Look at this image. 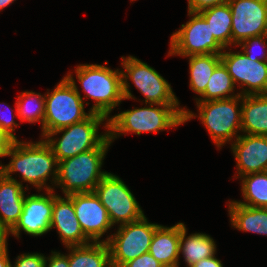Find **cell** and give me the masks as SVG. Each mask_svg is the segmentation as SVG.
I'll list each match as a JSON object with an SVG mask.
<instances>
[{
	"label": "cell",
	"mask_w": 267,
	"mask_h": 267,
	"mask_svg": "<svg viewBox=\"0 0 267 267\" xmlns=\"http://www.w3.org/2000/svg\"><path fill=\"white\" fill-rule=\"evenodd\" d=\"M122 267H165L162 263L156 260L149 252L128 261Z\"/></svg>",
	"instance_id": "cell-31"
},
{
	"label": "cell",
	"mask_w": 267,
	"mask_h": 267,
	"mask_svg": "<svg viewBox=\"0 0 267 267\" xmlns=\"http://www.w3.org/2000/svg\"><path fill=\"white\" fill-rule=\"evenodd\" d=\"M159 226L160 224L150 223L146 216L138 221L119 225L116 233L103 239L110 251L111 267H122L128 261L147 253Z\"/></svg>",
	"instance_id": "cell-9"
},
{
	"label": "cell",
	"mask_w": 267,
	"mask_h": 267,
	"mask_svg": "<svg viewBox=\"0 0 267 267\" xmlns=\"http://www.w3.org/2000/svg\"><path fill=\"white\" fill-rule=\"evenodd\" d=\"M210 25L214 38L224 47L232 46V13L228 2L198 12Z\"/></svg>",
	"instance_id": "cell-24"
},
{
	"label": "cell",
	"mask_w": 267,
	"mask_h": 267,
	"mask_svg": "<svg viewBox=\"0 0 267 267\" xmlns=\"http://www.w3.org/2000/svg\"><path fill=\"white\" fill-rule=\"evenodd\" d=\"M244 202L236 201L249 207L267 208V171L246 174L239 178Z\"/></svg>",
	"instance_id": "cell-27"
},
{
	"label": "cell",
	"mask_w": 267,
	"mask_h": 267,
	"mask_svg": "<svg viewBox=\"0 0 267 267\" xmlns=\"http://www.w3.org/2000/svg\"><path fill=\"white\" fill-rule=\"evenodd\" d=\"M189 73L190 88L201 97L206 89L207 83L215 70L216 66L221 62L219 54H206L189 56Z\"/></svg>",
	"instance_id": "cell-25"
},
{
	"label": "cell",
	"mask_w": 267,
	"mask_h": 267,
	"mask_svg": "<svg viewBox=\"0 0 267 267\" xmlns=\"http://www.w3.org/2000/svg\"><path fill=\"white\" fill-rule=\"evenodd\" d=\"M155 105V107H154ZM180 105L149 104L115 114L108 119V134L110 141L122 134L165 131L183 125L196 117L192 111L180 108Z\"/></svg>",
	"instance_id": "cell-2"
},
{
	"label": "cell",
	"mask_w": 267,
	"mask_h": 267,
	"mask_svg": "<svg viewBox=\"0 0 267 267\" xmlns=\"http://www.w3.org/2000/svg\"><path fill=\"white\" fill-rule=\"evenodd\" d=\"M186 236L187 228L181 222L179 254L181 253L183 255L188 267L216 254V244L210 235L194 233Z\"/></svg>",
	"instance_id": "cell-22"
},
{
	"label": "cell",
	"mask_w": 267,
	"mask_h": 267,
	"mask_svg": "<svg viewBox=\"0 0 267 267\" xmlns=\"http://www.w3.org/2000/svg\"><path fill=\"white\" fill-rule=\"evenodd\" d=\"M16 0H0V11L3 10L8 5L12 4Z\"/></svg>",
	"instance_id": "cell-39"
},
{
	"label": "cell",
	"mask_w": 267,
	"mask_h": 267,
	"mask_svg": "<svg viewBox=\"0 0 267 267\" xmlns=\"http://www.w3.org/2000/svg\"><path fill=\"white\" fill-rule=\"evenodd\" d=\"M232 227L267 236V208L249 207L232 200L228 203Z\"/></svg>",
	"instance_id": "cell-21"
},
{
	"label": "cell",
	"mask_w": 267,
	"mask_h": 267,
	"mask_svg": "<svg viewBox=\"0 0 267 267\" xmlns=\"http://www.w3.org/2000/svg\"><path fill=\"white\" fill-rule=\"evenodd\" d=\"M111 144L108 137L98 148L58 162L55 186L62 190L64 196L72 193L94 192L96 186L108 173L102 171L101 167Z\"/></svg>",
	"instance_id": "cell-3"
},
{
	"label": "cell",
	"mask_w": 267,
	"mask_h": 267,
	"mask_svg": "<svg viewBox=\"0 0 267 267\" xmlns=\"http://www.w3.org/2000/svg\"><path fill=\"white\" fill-rule=\"evenodd\" d=\"M75 72L84 97L95 102L89 111L109 119V114L124 100L121 70L99 64H81Z\"/></svg>",
	"instance_id": "cell-4"
},
{
	"label": "cell",
	"mask_w": 267,
	"mask_h": 267,
	"mask_svg": "<svg viewBox=\"0 0 267 267\" xmlns=\"http://www.w3.org/2000/svg\"><path fill=\"white\" fill-rule=\"evenodd\" d=\"M11 234V231L0 224V255L8 252L7 237Z\"/></svg>",
	"instance_id": "cell-36"
},
{
	"label": "cell",
	"mask_w": 267,
	"mask_h": 267,
	"mask_svg": "<svg viewBox=\"0 0 267 267\" xmlns=\"http://www.w3.org/2000/svg\"><path fill=\"white\" fill-rule=\"evenodd\" d=\"M25 188L15 178H6L0 172V224L10 231L18 223L25 201Z\"/></svg>",
	"instance_id": "cell-18"
},
{
	"label": "cell",
	"mask_w": 267,
	"mask_h": 267,
	"mask_svg": "<svg viewBox=\"0 0 267 267\" xmlns=\"http://www.w3.org/2000/svg\"><path fill=\"white\" fill-rule=\"evenodd\" d=\"M84 235L91 242H103L101 237L113 226L106 208L94 192L72 193L68 195Z\"/></svg>",
	"instance_id": "cell-15"
},
{
	"label": "cell",
	"mask_w": 267,
	"mask_h": 267,
	"mask_svg": "<svg viewBox=\"0 0 267 267\" xmlns=\"http://www.w3.org/2000/svg\"><path fill=\"white\" fill-rule=\"evenodd\" d=\"M94 193L106 208L113 226L135 222L145 216L131 190L117 175L108 172L96 186Z\"/></svg>",
	"instance_id": "cell-10"
},
{
	"label": "cell",
	"mask_w": 267,
	"mask_h": 267,
	"mask_svg": "<svg viewBox=\"0 0 267 267\" xmlns=\"http://www.w3.org/2000/svg\"><path fill=\"white\" fill-rule=\"evenodd\" d=\"M51 253L49 257H46L45 267H69V253L67 255L59 251H51Z\"/></svg>",
	"instance_id": "cell-33"
},
{
	"label": "cell",
	"mask_w": 267,
	"mask_h": 267,
	"mask_svg": "<svg viewBox=\"0 0 267 267\" xmlns=\"http://www.w3.org/2000/svg\"><path fill=\"white\" fill-rule=\"evenodd\" d=\"M241 132L267 136V94L242 95Z\"/></svg>",
	"instance_id": "cell-20"
},
{
	"label": "cell",
	"mask_w": 267,
	"mask_h": 267,
	"mask_svg": "<svg viewBox=\"0 0 267 267\" xmlns=\"http://www.w3.org/2000/svg\"><path fill=\"white\" fill-rule=\"evenodd\" d=\"M237 46H240L242 52L253 61H267V35H260L250 37L241 41ZM254 47H261L262 53L256 55V51H254ZM261 50V49H260ZM259 50V51H260Z\"/></svg>",
	"instance_id": "cell-29"
},
{
	"label": "cell",
	"mask_w": 267,
	"mask_h": 267,
	"mask_svg": "<svg viewBox=\"0 0 267 267\" xmlns=\"http://www.w3.org/2000/svg\"><path fill=\"white\" fill-rule=\"evenodd\" d=\"M190 267H223L221 260L214 256L203 259Z\"/></svg>",
	"instance_id": "cell-37"
},
{
	"label": "cell",
	"mask_w": 267,
	"mask_h": 267,
	"mask_svg": "<svg viewBox=\"0 0 267 267\" xmlns=\"http://www.w3.org/2000/svg\"><path fill=\"white\" fill-rule=\"evenodd\" d=\"M190 20L170 38L168 56L221 54L224 48L212 35L210 25L198 12L188 11Z\"/></svg>",
	"instance_id": "cell-11"
},
{
	"label": "cell",
	"mask_w": 267,
	"mask_h": 267,
	"mask_svg": "<svg viewBox=\"0 0 267 267\" xmlns=\"http://www.w3.org/2000/svg\"><path fill=\"white\" fill-rule=\"evenodd\" d=\"M221 61L226 66L232 80L242 87L240 95L267 94V61H253L243 52L223 50Z\"/></svg>",
	"instance_id": "cell-12"
},
{
	"label": "cell",
	"mask_w": 267,
	"mask_h": 267,
	"mask_svg": "<svg viewBox=\"0 0 267 267\" xmlns=\"http://www.w3.org/2000/svg\"><path fill=\"white\" fill-rule=\"evenodd\" d=\"M101 124H105L104 128L107 130L104 134L98 132ZM58 133L63 135L54 138ZM108 137V119L101 114L92 113L84 121L50 132L43 139L52 148L59 162L98 148Z\"/></svg>",
	"instance_id": "cell-6"
},
{
	"label": "cell",
	"mask_w": 267,
	"mask_h": 267,
	"mask_svg": "<svg viewBox=\"0 0 267 267\" xmlns=\"http://www.w3.org/2000/svg\"><path fill=\"white\" fill-rule=\"evenodd\" d=\"M16 117H19L21 122L35 123L40 122L43 138V121L45 116V95L35 93L33 91H24L18 95L15 103Z\"/></svg>",
	"instance_id": "cell-28"
},
{
	"label": "cell",
	"mask_w": 267,
	"mask_h": 267,
	"mask_svg": "<svg viewBox=\"0 0 267 267\" xmlns=\"http://www.w3.org/2000/svg\"><path fill=\"white\" fill-rule=\"evenodd\" d=\"M180 222L174 226L160 225L151 240L149 253L165 267H179Z\"/></svg>",
	"instance_id": "cell-19"
},
{
	"label": "cell",
	"mask_w": 267,
	"mask_h": 267,
	"mask_svg": "<svg viewBox=\"0 0 267 267\" xmlns=\"http://www.w3.org/2000/svg\"><path fill=\"white\" fill-rule=\"evenodd\" d=\"M228 0H188V11L199 12L203 9L226 3Z\"/></svg>",
	"instance_id": "cell-34"
},
{
	"label": "cell",
	"mask_w": 267,
	"mask_h": 267,
	"mask_svg": "<svg viewBox=\"0 0 267 267\" xmlns=\"http://www.w3.org/2000/svg\"><path fill=\"white\" fill-rule=\"evenodd\" d=\"M50 228L57 229V233L65 247L82 246L91 243L80 227L74 211L73 201L68 195L61 197L54 193Z\"/></svg>",
	"instance_id": "cell-17"
},
{
	"label": "cell",
	"mask_w": 267,
	"mask_h": 267,
	"mask_svg": "<svg viewBox=\"0 0 267 267\" xmlns=\"http://www.w3.org/2000/svg\"><path fill=\"white\" fill-rule=\"evenodd\" d=\"M66 248L70 250L69 267H111L110 251L106 242H91Z\"/></svg>",
	"instance_id": "cell-23"
},
{
	"label": "cell",
	"mask_w": 267,
	"mask_h": 267,
	"mask_svg": "<svg viewBox=\"0 0 267 267\" xmlns=\"http://www.w3.org/2000/svg\"><path fill=\"white\" fill-rule=\"evenodd\" d=\"M7 109L10 110L8 111V113L5 112H0V128L7 132L10 136H12L16 141L18 140L16 135L13 133V131H15V128L18 127V123L15 122V119L13 117V113L11 108L9 107V105H7ZM10 108V109H9Z\"/></svg>",
	"instance_id": "cell-32"
},
{
	"label": "cell",
	"mask_w": 267,
	"mask_h": 267,
	"mask_svg": "<svg viewBox=\"0 0 267 267\" xmlns=\"http://www.w3.org/2000/svg\"><path fill=\"white\" fill-rule=\"evenodd\" d=\"M72 73H68L49 93H45L43 138L50 132L79 123L92 113L85 112L84 101Z\"/></svg>",
	"instance_id": "cell-5"
},
{
	"label": "cell",
	"mask_w": 267,
	"mask_h": 267,
	"mask_svg": "<svg viewBox=\"0 0 267 267\" xmlns=\"http://www.w3.org/2000/svg\"><path fill=\"white\" fill-rule=\"evenodd\" d=\"M232 13V45L267 35V0H228Z\"/></svg>",
	"instance_id": "cell-13"
},
{
	"label": "cell",
	"mask_w": 267,
	"mask_h": 267,
	"mask_svg": "<svg viewBox=\"0 0 267 267\" xmlns=\"http://www.w3.org/2000/svg\"><path fill=\"white\" fill-rule=\"evenodd\" d=\"M25 195L22 214L11 234L20 238L21 232L30 236H41L51 230L54 204V189L46 190V194Z\"/></svg>",
	"instance_id": "cell-14"
},
{
	"label": "cell",
	"mask_w": 267,
	"mask_h": 267,
	"mask_svg": "<svg viewBox=\"0 0 267 267\" xmlns=\"http://www.w3.org/2000/svg\"><path fill=\"white\" fill-rule=\"evenodd\" d=\"M11 263L8 252L0 255V267H10Z\"/></svg>",
	"instance_id": "cell-38"
},
{
	"label": "cell",
	"mask_w": 267,
	"mask_h": 267,
	"mask_svg": "<svg viewBox=\"0 0 267 267\" xmlns=\"http://www.w3.org/2000/svg\"><path fill=\"white\" fill-rule=\"evenodd\" d=\"M35 143L17 140L5 157H11L9 164L2 165L1 173L9 179L15 172H19L22 182H27L38 191L42 189L53 190L58 177V161L52 151V148L43 139ZM52 184L47 185L48 179Z\"/></svg>",
	"instance_id": "cell-1"
},
{
	"label": "cell",
	"mask_w": 267,
	"mask_h": 267,
	"mask_svg": "<svg viewBox=\"0 0 267 267\" xmlns=\"http://www.w3.org/2000/svg\"><path fill=\"white\" fill-rule=\"evenodd\" d=\"M236 160L237 175L267 171V136L240 135L231 143Z\"/></svg>",
	"instance_id": "cell-16"
},
{
	"label": "cell",
	"mask_w": 267,
	"mask_h": 267,
	"mask_svg": "<svg viewBox=\"0 0 267 267\" xmlns=\"http://www.w3.org/2000/svg\"><path fill=\"white\" fill-rule=\"evenodd\" d=\"M240 103V105H239ZM198 118L217 147L236 140L241 132L242 95L229 99L196 101Z\"/></svg>",
	"instance_id": "cell-8"
},
{
	"label": "cell",
	"mask_w": 267,
	"mask_h": 267,
	"mask_svg": "<svg viewBox=\"0 0 267 267\" xmlns=\"http://www.w3.org/2000/svg\"><path fill=\"white\" fill-rule=\"evenodd\" d=\"M46 256L41 253H23L10 267H45Z\"/></svg>",
	"instance_id": "cell-30"
},
{
	"label": "cell",
	"mask_w": 267,
	"mask_h": 267,
	"mask_svg": "<svg viewBox=\"0 0 267 267\" xmlns=\"http://www.w3.org/2000/svg\"><path fill=\"white\" fill-rule=\"evenodd\" d=\"M15 142L16 140L12 136L0 128V157H5ZM1 170L2 163L0 162V172Z\"/></svg>",
	"instance_id": "cell-35"
},
{
	"label": "cell",
	"mask_w": 267,
	"mask_h": 267,
	"mask_svg": "<svg viewBox=\"0 0 267 267\" xmlns=\"http://www.w3.org/2000/svg\"><path fill=\"white\" fill-rule=\"evenodd\" d=\"M122 88L124 100L135 99L129 87L131 80L143 94L145 103L160 105H180L171 85L153 67L133 56L121 57Z\"/></svg>",
	"instance_id": "cell-7"
},
{
	"label": "cell",
	"mask_w": 267,
	"mask_h": 267,
	"mask_svg": "<svg viewBox=\"0 0 267 267\" xmlns=\"http://www.w3.org/2000/svg\"><path fill=\"white\" fill-rule=\"evenodd\" d=\"M236 86L229 74L226 66L221 61L213 71L204 94L200 98H195L196 101H209L219 99H229L240 95L234 94Z\"/></svg>",
	"instance_id": "cell-26"
}]
</instances>
